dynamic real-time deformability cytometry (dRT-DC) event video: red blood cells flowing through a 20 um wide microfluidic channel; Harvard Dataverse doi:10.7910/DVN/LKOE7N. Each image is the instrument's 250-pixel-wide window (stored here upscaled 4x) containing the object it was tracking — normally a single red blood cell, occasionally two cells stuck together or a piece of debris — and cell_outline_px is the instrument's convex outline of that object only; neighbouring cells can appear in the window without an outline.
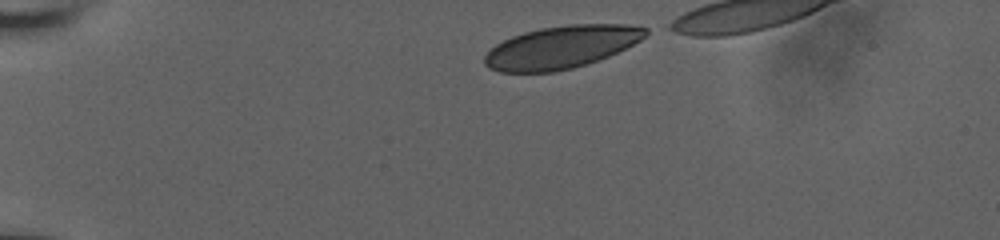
{"species": "human", "species_latin": "Homo sapiens", "temperature_condition": "room temperature", "stored_images_in_passage": 36, "camera_frame_rate_fps": 3000, "um_per_image_px": 0.085, "donor": {"sex": "male"}, "frame": {"image": 1, "passage_image": 1, "time_ms": 0.0, "image_size_px": [1000, 240], "cell_outline_px": [[648, 32], [640, 40], [608, 56], [572, 68], [552, 72], [500, 72], [488, 68], [484, 64], [484, 56], [496, 44], [512, 36], [524, 32], [540, 28], [568, 24], [628, 24], [648, 28]], "centroid_in_image_um": [47.68, 4.0], "position_along_channel_um": 37.3, "area_um2": 39.65}}
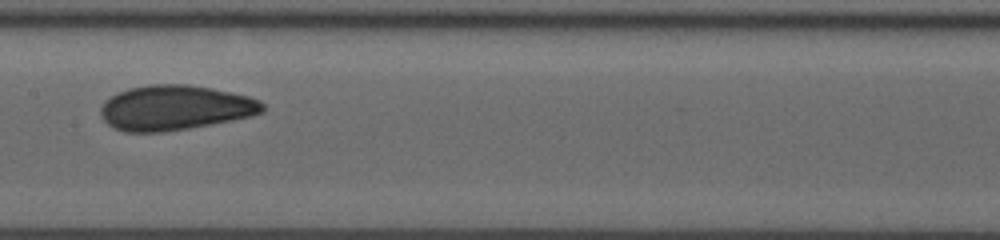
{"frame": {"image": 2, "passage_image": 18, "time_ms": 5.667, "image_size_px": [1000, 240], "cell_outline_px": [[264, 112], [232, 120], [188, 128], [164, 132], [128, 132], [116, 128], [108, 124], [104, 120], [100, 112], [100, 108], [104, 100], [128, 88], [148, 84], [188, 84], [212, 88], [232, 92], [248, 96], [260, 100], [264, 104]], "centroid_in_image_um": [14.87, 9.14], "position_along_channel_um": 192.5, "area_um2": 42.31}}
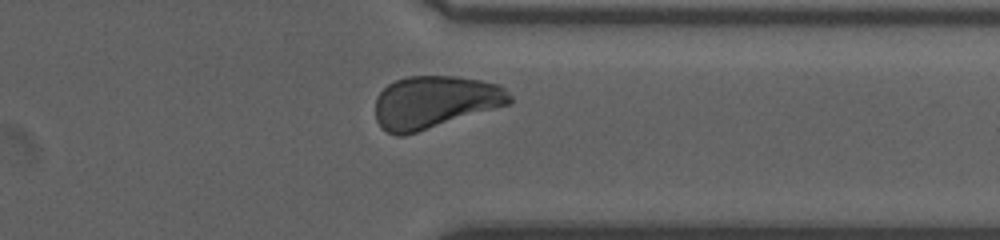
{"frame": {"image": 3, "passage_image": 32, "time_ms": 10.333, "image_size_px": [1000, 240], "cell_outline_px": [[512, 100], [508, 104], [404, 136], [396, 136], [388, 132], [376, 120], [376, 96], [388, 84], [396, 80], [408, 76], [456, 76], [480, 80], [500, 84], [512, 96]], "centroid_in_image_um": [36.95, 8.66], "position_along_channel_um": 374.5, "area_um2": 40.81}, "authors_computed_cell_mechanics": {"area_um2": 41.2981, "velocity_mm_per_s": 3.9116, "shape_relaxation_time_tau1_ms": 5.4216, "shape_relaxation_time_tau2_ms": 0.888, "deformation_change_tau1": 0.128, "deformation_change_tau2": 0.0463}}